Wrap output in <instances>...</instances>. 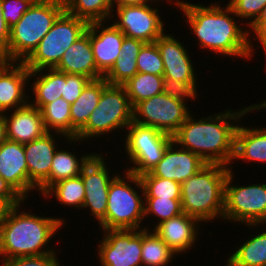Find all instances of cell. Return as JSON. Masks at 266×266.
<instances>
[{
    "label": "cell",
    "mask_w": 266,
    "mask_h": 266,
    "mask_svg": "<svg viewBox=\"0 0 266 266\" xmlns=\"http://www.w3.org/2000/svg\"><path fill=\"white\" fill-rule=\"evenodd\" d=\"M223 5L210 1L209 6H204L185 0L179 9L187 20L185 24L189 25L190 32L196 37L199 49L206 48L210 53L228 58L251 60L254 53L247 26L235 20L238 17L228 4Z\"/></svg>",
    "instance_id": "obj_1"
},
{
    "label": "cell",
    "mask_w": 266,
    "mask_h": 266,
    "mask_svg": "<svg viewBox=\"0 0 266 266\" xmlns=\"http://www.w3.org/2000/svg\"><path fill=\"white\" fill-rule=\"evenodd\" d=\"M255 111L248 107L220 111L216 115L198 119L190 113L173 141L180 147L198 155L207 164H222L231 167L235 152V134L238 123L246 114ZM198 119V120H197Z\"/></svg>",
    "instance_id": "obj_2"
},
{
    "label": "cell",
    "mask_w": 266,
    "mask_h": 266,
    "mask_svg": "<svg viewBox=\"0 0 266 266\" xmlns=\"http://www.w3.org/2000/svg\"><path fill=\"white\" fill-rule=\"evenodd\" d=\"M24 202L27 200L11 208L0 228L1 260L40 256L56 253L58 250L50 248L49 242L51 243V239L55 238L64 225L66 226V219L33 214L32 210L26 211V208H22L25 206Z\"/></svg>",
    "instance_id": "obj_3"
},
{
    "label": "cell",
    "mask_w": 266,
    "mask_h": 266,
    "mask_svg": "<svg viewBox=\"0 0 266 266\" xmlns=\"http://www.w3.org/2000/svg\"><path fill=\"white\" fill-rule=\"evenodd\" d=\"M229 171L230 167L222 164H206L184 181L180 189L182 211L202 224L222 220Z\"/></svg>",
    "instance_id": "obj_4"
},
{
    "label": "cell",
    "mask_w": 266,
    "mask_h": 266,
    "mask_svg": "<svg viewBox=\"0 0 266 266\" xmlns=\"http://www.w3.org/2000/svg\"><path fill=\"white\" fill-rule=\"evenodd\" d=\"M64 11L63 0L34 1L19 21L10 28L8 48L0 56L1 60L23 62Z\"/></svg>",
    "instance_id": "obj_5"
},
{
    "label": "cell",
    "mask_w": 266,
    "mask_h": 266,
    "mask_svg": "<svg viewBox=\"0 0 266 266\" xmlns=\"http://www.w3.org/2000/svg\"><path fill=\"white\" fill-rule=\"evenodd\" d=\"M124 173V177L118 173L110 183L105 230H148L147 225L143 226L144 189L140 177L126 170Z\"/></svg>",
    "instance_id": "obj_6"
},
{
    "label": "cell",
    "mask_w": 266,
    "mask_h": 266,
    "mask_svg": "<svg viewBox=\"0 0 266 266\" xmlns=\"http://www.w3.org/2000/svg\"><path fill=\"white\" fill-rule=\"evenodd\" d=\"M133 122V107L123 85L107 84L101 94L97 107L90 114L87 124L78 132L76 138H69L71 145L103 138L113 132L126 131ZM117 130V131H116Z\"/></svg>",
    "instance_id": "obj_7"
},
{
    "label": "cell",
    "mask_w": 266,
    "mask_h": 266,
    "mask_svg": "<svg viewBox=\"0 0 266 266\" xmlns=\"http://www.w3.org/2000/svg\"><path fill=\"white\" fill-rule=\"evenodd\" d=\"M194 99L197 98L188 92L168 88L137 103L133 107V122L173 136L191 113L187 101Z\"/></svg>",
    "instance_id": "obj_8"
},
{
    "label": "cell",
    "mask_w": 266,
    "mask_h": 266,
    "mask_svg": "<svg viewBox=\"0 0 266 266\" xmlns=\"http://www.w3.org/2000/svg\"><path fill=\"white\" fill-rule=\"evenodd\" d=\"M230 167L225 181L222 220L253 229L266 226V181L259 184L237 185ZM233 183V185H232ZM236 184V185H235ZM261 224L263 226H261Z\"/></svg>",
    "instance_id": "obj_9"
},
{
    "label": "cell",
    "mask_w": 266,
    "mask_h": 266,
    "mask_svg": "<svg viewBox=\"0 0 266 266\" xmlns=\"http://www.w3.org/2000/svg\"><path fill=\"white\" fill-rule=\"evenodd\" d=\"M89 23L64 11L34 51L23 61L29 71L55 68L64 52L87 30Z\"/></svg>",
    "instance_id": "obj_10"
},
{
    "label": "cell",
    "mask_w": 266,
    "mask_h": 266,
    "mask_svg": "<svg viewBox=\"0 0 266 266\" xmlns=\"http://www.w3.org/2000/svg\"><path fill=\"white\" fill-rule=\"evenodd\" d=\"M125 144L126 160L130 167L124 170L137 176L150 172L162 159L167 147L173 142V136L153 127L143 126L135 122L126 128ZM127 152V153H126Z\"/></svg>",
    "instance_id": "obj_11"
},
{
    "label": "cell",
    "mask_w": 266,
    "mask_h": 266,
    "mask_svg": "<svg viewBox=\"0 0 266 266\" xmlns=\"http://www.w3.org/2000/svg\"><path fill=\"white\" fill-rule=\"evenodd\" d=\"M155 42L164 64L163 77L167 88L185 91L198 98L196 65L187 46L170 33H164Z\"/></svg>",
    "instance_id": "obj_12"
},
{
    "label": "cell",
    "mask_w": 266,
    "mask_h": 266,
    "mask_svg": "<svg viewBox=\"0 0 266 266\" xmlns=\"http://www.w3.org/2000/svg\"><path fill=\"white\" fill-rule=\"evenodd\" d=\"M159 3L156 1L148 4L113 6L110 22L126 37L145 43L155 42L165 32L168 33L164 28L165 23L161 19L160 13L162 12L159 10Z\"/></svg>",
    "instance_id": "obj_13"
},
{
    "label": "cell",
    "mask_w": 266,
    "mask_h": 266,
    "mask_svg": "<svg viewBox=\"0 0 266 266\" xmlns=\"http://www.w3.org/2000/svg\"><path fill=\"white\" fill-rule=\"evenodd\" d=\"M103 153H96L83 166L80 176L85 187V198L82 206L90 210V215L101 227L99 231L105 230V214L107 209V198L109 186L118 173H112L108 162L105 161ZM109 166V167H107ZM110 171V172H109ZM112 174L113 176H111Z\"/></svg>",
    "instance_id": "obj_14"
},
{
    "label": "cell",
    "mask_w": 266,
    "mask_h": 266,
    "mask_svg": "<svg viewBox=\"0 0 266 266\" xmlns=\"http://www.w3.org/2000/svg\"><path fill=\"white\" fill-rule=\"evenodd\" d=\"M97 248L101 266H142V230H102Z\"/></svg>",
    "instance_id": "obj_15"
},
{
    "label": "cell",
    "mask_w": 266,
    "mask_h": 266,
    "mask_svg": "<svg viewBox=\"0 0 266 266\" xmlns=\"http://www.w3.org/2000/svg\"><path fill=\"white\" fill-rule=\"evenodd\" d=\"M29 73L23 62L0 61V113L29 103Z\"/></svg>",
    "instance_id": "obj_16"
},
{
    "label": "cell",
    "mask_w": 266,
    "mask_h": 266,
    "mask_svg": "<svg viewBox=\"0 0 266 266\" xmlns=\"http://www.w3.org/2000/svg\"><path fill=\"white\" fill-rule=\"evenodd\" d=\"M0 176L23 200L37 190L29 181L24 144L7 139L0 146Z\"/></svg>",
    "instance_id": "obj_17"
},
{
    "label": "cell",
    "mask_w": 266,
    "mask_h": 266,
    "mask_svg": "<svg viewBox=\"0 0 266 266\" xmlns=\"http://www.w3.org/2000/svg\"><path fill=\"white\" fill-rule=\"evenodd\" d=\"M88 26L94 61L97 70L104 76L120 57L125 35L109 21L91 22Z\"/></svg>",
    "instance_id": "obj_18"
},
{
    "label": "cell",
    "mask_w": 266,
    "mask_h": 266,
    "mask_svg": "<svg viewBox=\"0 0 266 266\" xmlns=\"http://www.w3.org/2000/svg\"><path fill=\"white\" fill-rule=\"evenodd\" d=\"M62 137L65 141L69 139L61 133L47 132L41 138L24 144L29 181L37 189L49 178L54 154L60 148L56 141Z\"/></svg>",
    "instance_id": "obj_19"
},
{
    "label": "cell",
    "mask_w": 266,
    "mask_h": 266,
    "mask_svg": "<svg viewBox=\"0 0 266 266\" xmlns=\"http://www.w3.org/2000/svg\"><path fill=\"white\" fill-rule=\"evenodd\" d=\"M200 225L203 224L197 218L183 212L176 217L161 222L153 229L148 227V230H152L178 256L190 251L193 246L196 247L195 244L200 236L198 232H201Z\"/></svg>",
    "instance_id": "obj_20"
},
{
    "label": "cell",
    "mask_w": 266,
    "mask_h": 266,
    "mask_svg": "<svg viewBox=\"0 0 266 266\" xmlns=\"http://www.w3.org/2000/svg\"><path fill=\"white\" fill-rule=\"evenodd\" d=\"M207 163L198 155L180 148L174 141L167 147L162 159L149 172L152 176L170 179L182 184Z\"/></svg>",
    "instance_id": "obj_21"
},
{
    "label": "cell",
    "mask_w": 266,
    "mask_h": 266,
    "mask_svg": "<svg viewBox=\"0 0 266 266\" xmlns=\"http://www.w3.org/2000/svg\"><path fill=\"white\" fill-rule=\"evenodd\" d=\"M4 116L7 139L10 141L26 144L41 138L47 133L41 110L30 103L21 108L5 112Z\"/></svg>",
    "instance_id": "obj_22"
},
{
    "label": "cell",
    "mask_w": 266,
    "mask_h": 266,
    "mask_svg": "<svg viewBox=\"0 0 266 266\" xmlns=\"http://www.w3.org/2000/svg\"><path fill=\"white\" fill-rule=\"evenodd\" d=\"M55 69L66 74L83 75L91 80L103 78L97 70L90 43V27L63 54Z\"/></svg>",
    "instance_id": "obj_23"
},
{
    "label": "cell",
    "mask_w": 266,
    "mask_h": 266,
    "mask_svg": "<svg viewBox=\"0 0 266 266\" xmlns=\"http://www.w3.org/2000/svg\"><path fill=\"white\" fill-rule=\"evenodd\" d=\"M29 81V90L32 91L29 95H34V98L29 97V103L41 110L46 104L61 97L64 89V72L55 68L30 71Z\"/></svg>",
    "instance_id": "obj_24"
},
{
    "label": "cell",
    "mask_w": 266,
    "mask_h": 266,
    "mask_svg": "<svg viewBox=\"0 0 266 266\" xmlns=\"http://www.w3.org/2000/svg\"><path fill=\"white\" fill-rule=\"evenodd\" d=\"M242 124V125H241ZM239 123L235 134L234 160L266 163V127H245ZM260 162V163H259Z\"/></svg>",
    "instance_id": "obj_25"
},
{
    "label": "cell",
    "mask_w": 266,
    "mask_h": 266,
    "mask_svg": "<svg viewBox=\"0 0 266 266\" xmlns=\"http://www.w3.org/2000/svg\"><path fill=\"white\" fill-rule=\"evenodd\" d=\"M75 154V152L63 148L56 150L51 163L49 178L37 189L39 195H42L51 185L60 180L79 176L83 166L95 153H83L80 157Z\"/></svg>",
    "instance_id": "obj_26"
},
{
    "label": "cell",
    "mask_w": 266,
    "mask_h": 266,
    "mask_svg": "<svg viewBox=\"0 0 266 266\" xmlns=\"http://www.w3.org/2000/svg\"><path fill=\"white\" fill-rule=\"evenodd\" d=\"M144 44L145 42L141 40L124 37L120 57L103 76L108 84L123 85L138 72L137 56Z\"/></svg>",
    "instance_id": "obj_27"
},
{
    "label": "cell",
    "mask_w": 266,
    "mask_h": 266,
    "mask_svg": "<svg viewBox=\"0 0 266 266\" xmlns=\"http://www.w3.org/2000/svg\"><path fill=\"white\" fill-rule=\"evenodd\" d=\"M108 84L104 79L91 80L82 90L81 95L71 104L72 138L87 124L90 114L97 107L103 88Z\"/></svg>",
    "instance_id": "obj_28"
},
{
    "label": "cell",
    "mask_w": 266,
    "mask_h": 266,
    "mask_svg": "<svg viewBox=\"0 0 266 266\" xmlns=\"http://www.w3.org/2000/svg\"><path fill=\"white\" fill-rule=\"evenodd\" d=\"M236 248L225 261L230 266H266V230L254 236L251 234Z\"/></svg>",
    "instance_id": "obj_29"
},
{
    "label": "cell",
    "mask_w": 266,
    "mask_h": 266,
    "mask_svg": "<svg viewBox=\"0 0 266 266\" xmlns=\"http://www.w3.org/2000/svg\"><path fill=\"white\" fill-rule=\"evenodd\" d=\"M123 86L132 107L168 89L163 76L138 72Z\"/></svg>",
    "instance_id": "obj_30"
},
{
    "label": "cell",
    "mask_w": 266,
    "mask_h": 266,
    "mask_svg": "<svg viewBox=\"0 0 266 266\" xmlns=\"http://www.w3.org/2000/svg\"><path fill=\"white\" fill-rule=\"evenodd\" d=\"M41 196L48 200L51 197L68 208L81 209L85 198V187L82 177L79 175L74 178L60 180L51 185Z\"/></svg>",
    "instance_id": "obj_31"
},
{
    "label": "cell",
    "mask_w": 266,
    "mask_h": 266,
    "mask_svg": "<svg viewBox=\"0 0 266 266\" xmlns=\"http://www.w3.org/2000/svg\"><path fill=\"white\" fill-rule=\"evenodd\" d=\"M70 109L71 104L62 97L46 104L41 109L46 131L61 133L68 138H72Z\"/></svg>",
    "instance_id": "obj_32"
},
{
    "label": "cell",
    "mask_w": 266,
    "mask_h": 266,
    "mask_svg": "<svg viewBox=\"0 0 266 266\" xmlns=\"http://www.w3.org/2000/svg\"><path fill=\"white\" fill-rule=\"evenodd\" d=\"M65 11L88 23L110 21L112 0H63Z\"/></svg>",
    "instance_id": "obj_33"
},
{
    "label": "cell",
    "mask_w": 266,
    "mask_h": 266,
    "mask_svg": "<svg viewBox=\"0 0 266 266\" xmlns=\"http://www.w3.org/2000/svg\"><path fill=\"white\" fill-rule=\"evenodd\" d=\"M175 255L152 230H142V266H170Z\"/></svg>",
    "instance_id": "obj_34"
},
{
    "label": "cell",
    "mask_w": 266,
    "mask_h": 266,
    "mask_svg": "<svg viewBox=\"0 0 266 266\" xmlns=\"http://www.w3.org/2000/svg\"><path fill=\"white\" fill-rule=\"evenodd\" d=\"M139 177L144 189V198L181 199V184L179 182L152 176L149 172Z\"/></svg>",
    "instance_id": "obj_35"
},
{
    "label": "cell",
    "mask_w": 266,
    "mask_h": 266,
    "mask_svg": "<svg viewBox=\"0 0 266 266\" xmlns=\"http://www.w3.org/2000/svg\"><path fill=\"white\" fill-rule=\"evenodd\" d=\"M181 213H183L181 199L144 198V219L151 215L153 218H157L154 222V228L161 222L176 217Z\"/></svg>",
    "instance_id": "obj_36"
},
{
    "label": "cell",
    "mask_w": 266,
    "mask_h": 266,
    "mask_svg": "<svg viewBox=\"0 0 266 266\" xmlns=\"http://www.w3.org/2000/svg\"><path fill=\"white\" fill-rule=\"evenodd\" d=\"M138 73L164 75V64L156 42L145 43L137 56Z\"/></svg>",
    "instance_id": "obj_37"
},
{
    "label": "cell",
    "mask_w": 266,
    "mask_h": 266,
    "mask_svg": "<svg viewBox=\"0 0 266 266\" xmlns=\"http://www.w3.org/2000/svg\"><path fill=\"white\" fill-rule=\"evenodd\" d=\"M227 4L247 28L258 18L266 6V0H230ZM247 21L246 23L243 22Z\"/></svg>",
    "instance_id": "obj_38"
},
{
    "label": "cell",
    "mask_w": 266,
    "mask_h": 266,
    "mask_svg": "<svg viewBox=\"0 0 266 266\" xmlns=\"http://www.w3.org/2000/svg\"><path fill=\"white\" fill-rule=\"evenodd\" d=\"M90 81V78L83 75L64 73V89L61 97L70 104H73Z\"/></svg>",
    "instance_id": "obj_39"
},
{
    "label": "cell",
    "mask_w": 266,
    "mask_h": 266,
    "mask_svg": "<svg viewBox=\"0 0 266 266\" xmlns=\"http://www.w3.org/2000/svg\"><path fill=\"white\" fill-rule=\"evenodd\" d=\"M34 0H2L3 19L13 27L32 5Z\"/></svg>",
    "instance_id": "obj_40"
},
{
    "label": "cell",
    "mask_w": 266,
    "mask_h": 266,
    "mask_svg": "<svg viewBox=\"0 0 266 266\" xmlns=\"http://www.w3.org/2000/svg\"><path fill=\"white\" fill-rule=\"evenodd\" d=\"M2 261V266H63L57 259V253L40 256L17 257Z\"/></svg>",
    "instance_id": "obj_41"
},
{
    "label": "cell",
    "mask_w": 266,
    "mask_h": 266,
    "mask_svg": "<svg viewBox=\"0 0 266 266\" xmlns=\"http://www.w3.org/2000/svg\"><path fill=\"white\" fill-rule=\"evenodd\" d=\"M247 29L253 53H255L254 51L256 50L254 48L255 46L253 45L255 40H257L256 42L259 43L257 44L258 45L257 47L258 48L261 47L265 53L266 52V6L262 9L258 18Z\"/></svg>",
    "instance_id": "obj_42"
},
{
    "label": "cell",
    "mask_w": 266,
    "mask_h": 266,
    "mask_svg": "<svg viewBox=\"0 0 266 266\" xmlns=\"http://www.w3.org/2000/svg\"><path fill=\"white\" fill-rule=\"evenodd\" d=\"M10 37V28L3 19L2 0H0V56L7 50Z\"/></svg>",
    "instance_id": "obj_43"
},
{
    "label": "cell",
    "mask_w": 266,
    "mask_h": 266,
    "mask_svg": "<svg viewBox=\"0 0 266 266\" xmlns=\"http://www.w3.org/2000/svg\"><path fill=\"white\" fill-rule=\"evenodd\" d=\"M0 200H23L1 176Z\"/></svg>",
    "instance_id": "obj_44"
},
{
    "label": "cell",
    "mask_w": 266,
    "mask_h": 266,
    "mask_svg": "<svg viewBox=\"0 0 266 266\" xmlns=\"http://www.w3.org/2000/svg\"><path fill=\"white\" fill-rule=\"evenodd\" d=\"M23 201L24 200H0V228L6 221L7 215L11 208Z\"/></svg>",
    "instance_id": "obj_45"
},
{
    "label": "cell",
    "mask_w": 266,
    "mask_h": 266,
    "mask_svg": "<svg viewBox=\"0 0 266 266\" xmlns=\"http://www.w3.org/2000/svg\"><path fill=\"white\" fill-rule=\"evenodd\" d=\"M155 0H112L113 6H122V5H139V4H148L154 3Z\"/></svg>",
    "instance_id": "obj_46"
},
{
    "label": "cell",
    "mask_w": 266,
    "mask_h": 266,
    "mask_svg": "<svg viewBox=\"0 0 266 266\" xmlns=\"http://www.w3.org/2000/svg\"><path fill=\"white\" fill-rule=\"evenodd\" d=\"M7 140V130L4 113H0V146Z\"/></svg>",
    "instance_id": "obj_47"
},
{
    "label": "cell",
    "mask_w": 266,
    "mask_h": 266,
    "mask_svg": "<svg viewBox=\"0 0 266 266\" xmlns=\"http://www.w3.org/2000/svg\"><path fill=\"white\" fill-rule=\"evenodd\" d=\"M253 108L256 110L255 112H258V111L261 112V109L266 111V99L264 101L262 100V102L259 101L258 104L254 103Z\"/></svg>",
    "instance_id": "obj_48"
},
{
    "label": "cell",
    "mask_w": 266,
    "mask_h": 266,
    "mask_svg": "<svg viewBox=\"0 0 266 266\" xmlns=\"http://www.w3.org/2000/svg\"><path fill=\"white\" fill-rule=\"evenodd\" d=\"M155 1L161 2V4L162 2L169 1L170 3H174L176 5L175 7H178V8H180L182 4L185 2L184 0L183 1L182 0H155Z\"/></svg>",
    "instance_id": "obj_49"
}]
</instances>
